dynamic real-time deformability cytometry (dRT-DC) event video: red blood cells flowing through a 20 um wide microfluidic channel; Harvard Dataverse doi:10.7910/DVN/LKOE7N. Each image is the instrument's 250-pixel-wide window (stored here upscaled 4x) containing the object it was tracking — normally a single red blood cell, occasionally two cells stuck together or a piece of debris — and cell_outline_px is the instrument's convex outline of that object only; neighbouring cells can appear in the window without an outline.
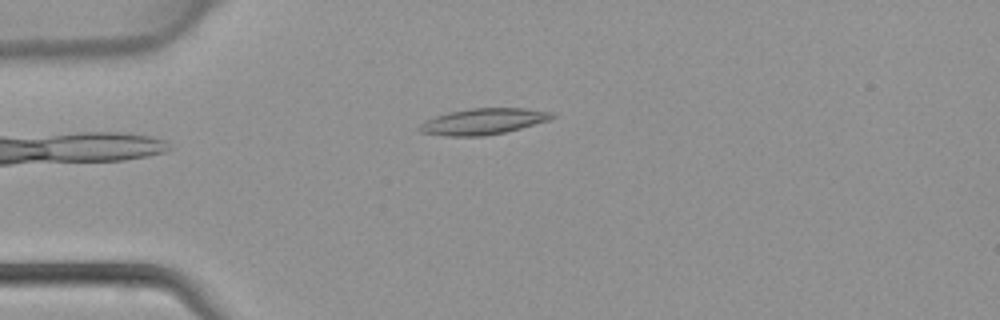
{"species": "common noctule bat (a hibernating species)", "species_latin": "Nyctalus noctula", "temperature_condition": "warm", "stored_images_in_passage": 34, "camera_frame_rate_fps": 3000, "um_per_image_px": 0.085, "animal": {"sex": "female", "body_mass_g": 22.7, "forearm_length_mm": 54.2}, "frame": {"image": 1, "passage_image": 1, "time_ms": 0.0, "image_size_px": [1000, 320], "cell_outline_px": [[556, 116], [548, 120], [520, 128], [504, 132], [484, 136], [444, 136], [420, 132], [416, 128], [424, 120], [448, 112], [468, 108], [524, 108], [552, 112]], "centroid_in_image_um": [41.01, 10.32], "position_along_channel_um": 44.0, "area_um2": 20.17}}
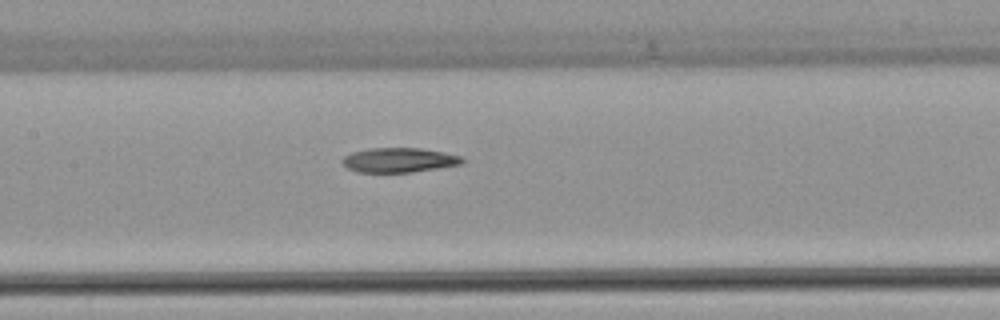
{"frame": {"image": 2, "passage_image": 11, "time_ms": 3.333, "image_size_px": [1000, 320], "cell_outline_px": [[464, 160], [460, 164], [412, 172], [356, 172], [348, 168], [340, 160], [344, 156], [352, 152], [368, 148], [420, 148], [460, 156]], "centroid_in_image_um": [33.84, 13.6], "position_along_channel_um": 173.6, "area_um2": 16.94}}
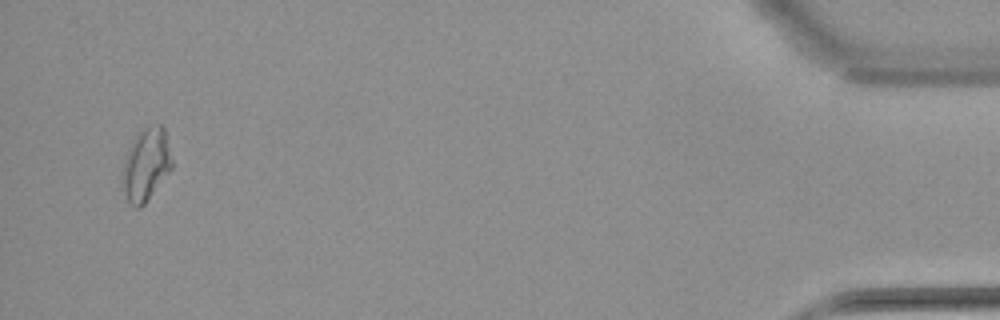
{"frame": {"image": 3, "passage_image": 33, "time_ms": 10.667, "image_size_px": [1000, 320], "cell_outline_px": [[172, 168], [144, 204], [140, 208], [132, 208], [128, 200], [120, 176], [124, 160], [128, 148], [136, 132], [152, 124], [160, 124], [164, 128], [172, 160]], "centroid_in_image_um": [12.39, 13.97], "position_along_channel_um": 422.8, "area_um2": 21.04}}